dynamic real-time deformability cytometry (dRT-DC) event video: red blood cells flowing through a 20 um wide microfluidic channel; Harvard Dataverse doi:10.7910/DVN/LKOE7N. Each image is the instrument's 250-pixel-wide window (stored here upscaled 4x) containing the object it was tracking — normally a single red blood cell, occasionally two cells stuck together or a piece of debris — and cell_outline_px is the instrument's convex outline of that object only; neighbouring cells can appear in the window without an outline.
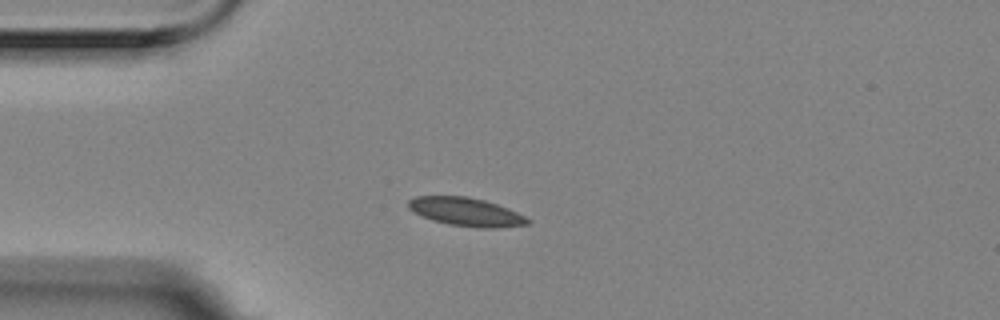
{"species": "Egyptian fruit bat (a non-hibernating species)", "species_latin": "Rousettus aegyptiacus", "temperature_condition": "room temperature", "stored_images_in_passage": 3, "camera_frame_rate_fps": 3000, "um_per_image_px": 0.085, "animal": {"sex": "female"}, "frame": {"image": 1, "passage_image": 1, "time_ms": 0.0, "image_size_px": [1000, 320], "cell_outline_px": [[532, 220], [528, 224], [496, 228], [476, 228], [448, 224], [432, 220], [408, 208], [408, 200], [416, 196], [468, 196], [484, 200], [508, 208]], "centroid_in_image_um": [39.63, 18.01], "position_along_channel_um": 45.4, "area_um2": 19.65}}
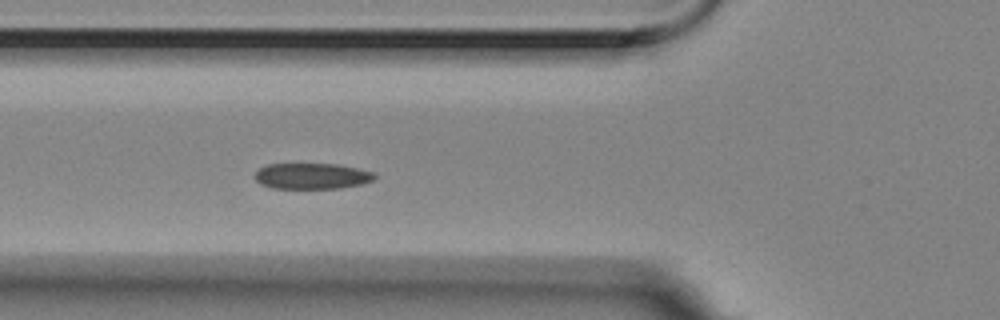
{"frame": {"image": 2, "passage_image": 3, "time_ms": 0.667, "image_size_px": [1000, 320], "cell_outline_px": [[376, 176], [372, 180], [360, 184], [340, 188], [272, 188], [260, 184], [256, 180], [256, 172], [260, 168], [268, 164], [336, 164], [376, 172]], "centroid_in_image_um": [26.52, 14.96], "position_along_channel_um": 99.3, "area_um2": 17.92}}